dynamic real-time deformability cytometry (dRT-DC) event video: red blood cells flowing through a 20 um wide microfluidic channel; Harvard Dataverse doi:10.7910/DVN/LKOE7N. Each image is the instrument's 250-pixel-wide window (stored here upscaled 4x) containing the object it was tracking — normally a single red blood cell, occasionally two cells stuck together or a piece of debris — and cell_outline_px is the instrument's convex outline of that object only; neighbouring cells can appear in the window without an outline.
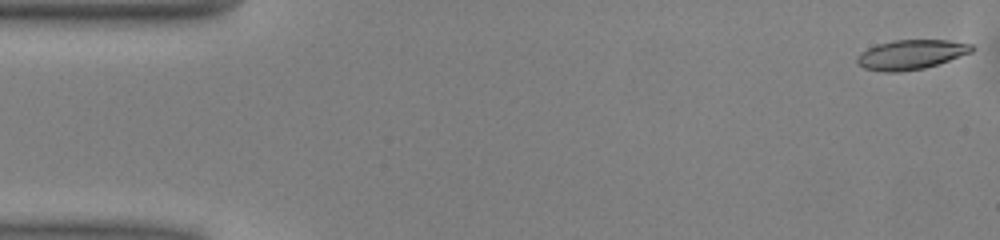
{"species": "common noctule bat (a hibernating species)", "species_latin": "Nyctalus noctula", "temperature_condition": "warm", "stored_images_in_passage": 50, "camera_frame_rate_fps": 3000, "um_per_image_px": 0.085, "animal": {"sex": "male", "body_mass_g": 13.0, "forearm_length_mm": 53.1}, "frame": {"image": 1, "passage_image": 1, "time_ms": 0.0, "image_size_px": [1000, 240], "cell_outline_px": [[976, 48], [972, 52], [924, 68], [900, 72], [884, 72], [864, 68], [856, 64], [856, 56], [860, 52], [876, 44], [896, 40], [948, 40], [972, 44]], "centroid_in_image_um": [77.4, 4.64], "position_along_channel_um": 7.6, "area_um2": 19.83}}
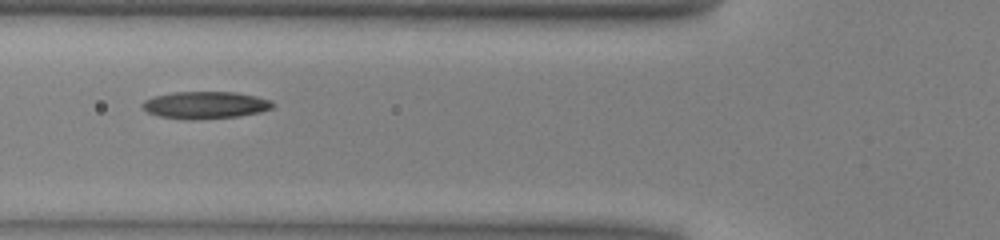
{"frame": {"image": 2, "passage_image": 18, "time_ms": 5.667, "image_size_px": [1000, 240], "cell_outline_px": [[276, 104], [272, 108], [260, 112], [240, 116], [196, 120], [188, 120], [160, 116], [148, 112], [140, 104], [144, 100], [152, 96], [172, 92], [236, 92], [256, 96], [272, 100]], "centroid_in_image_um": [17.46, 8.93], "position_along_channel_um": 108.3, "area_um2": 20.92}}
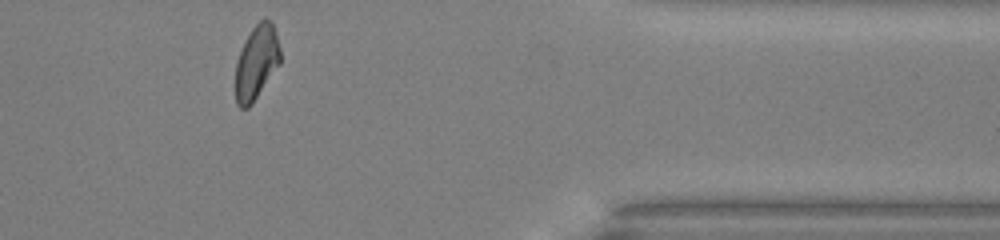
{"frame": {"image": 3, "passage_image": 41, "time_ms": 13.333, "image_size_px": [1000, 240], "cell_outline_px": [[280, 64], [252, 104], [248, 108], [240, 108], [236, 104], [236, 64], [244, 40], [252, 28], [264, 16], [272, 24], [276, 32], [280, 48]], "centroid_in_image_um": [21.81, 5.3], "position_along_channel_um": 389.6, "area_um2": 19.36}, "authors_computed_cell_mechanics": {"area_um2": 20.0566, "velocity_mm_per_s": 4.0467, "shape_relaxation_time_tau1_ms": 5.3003, "shape_relaxation_time_tau2_ms": 3.6554, "deformation_change_tau1": 0.1703, "deformation_change_tau2": 0.1177}}